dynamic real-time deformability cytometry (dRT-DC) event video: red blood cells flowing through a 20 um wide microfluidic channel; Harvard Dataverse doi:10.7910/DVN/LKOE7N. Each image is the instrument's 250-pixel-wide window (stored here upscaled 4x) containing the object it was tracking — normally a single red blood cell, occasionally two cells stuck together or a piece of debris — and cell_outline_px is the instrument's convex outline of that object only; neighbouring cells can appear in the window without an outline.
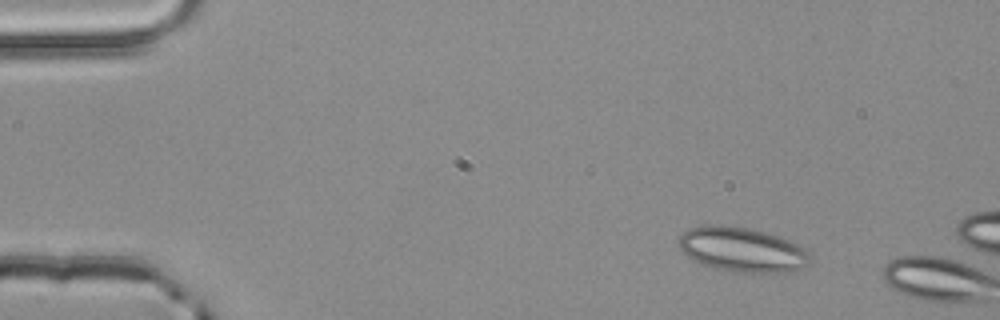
{"species": "common noctule bat (a hibernating species)", "species_latin": "Nyctalus noctula", "temperature_condition": "room temperature", "stored_images_in_passage": 3, "camera_frame_rate_fps": 3000, "um_per_image_px": 0.085, "animal": {"sex": "male", "body_mass_g": 20.4}, "frame": {"image": 1, "passage_image": 1, "time_ms": 0.0, "image_size_px": [1000, 320], "cell_outline_px": [[812, 260], [804, 268], [788, 272], [744, 272], [712, 268], [692, 260], [680, 248], [676, 240], [688, 228], [704, 224], [724, 224], [748, 228], [764, 232], [788, 240], [804, 248], [812, 256]], "centroid_in_image_um": [63.06, 21.2], "position_along_channel_um": 21.9, "area_um2": 34.33}}